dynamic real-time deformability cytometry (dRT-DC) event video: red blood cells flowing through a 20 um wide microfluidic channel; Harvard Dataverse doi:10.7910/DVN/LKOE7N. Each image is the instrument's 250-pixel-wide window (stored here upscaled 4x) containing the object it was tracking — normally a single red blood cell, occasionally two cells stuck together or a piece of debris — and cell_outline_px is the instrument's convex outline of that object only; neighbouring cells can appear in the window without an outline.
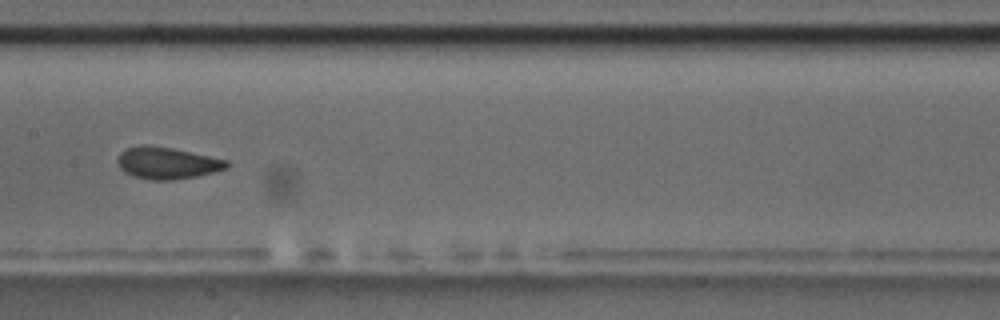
{"species": "common noctule bat (a hibernating species)", "species_latin": "Nyctalus noctula", "temperature_condition": "room temperature", "stored_images_in_passage": 17, "camera_frame_rate_fps": 3000, "um_per_image_px": 0.085, "animal": {"sex": "male", "body_mass_g": 17.5, "forearm_length_mm": 52.3}, "frame": {"image": 1, "passage_image": 8, "time_ms": 8.0, "image_size_px": [1000, 320], "cell_outline_px": [[228, 168], [196, 176], [172, 180], [152, 180], [136, 176], [124, 172], [120, 168], [116, 160], [120, 152], [128, 148], [144, 144], [172, 148], [228, 160]], "centroid_in_image_um": [14.18, 13.85], "position_along_channel_um": 193.2, "area_um2": 20.06}, "authors_computed_cell_mechanics": {"area_um2": 19.8254, "velocity_mm_per_s": 3.5445, "shape_relaxation_time_tau1_ms": 5.0451, "shape_relaxation_time_tau2_ms": 3.0526, "deformation_change_tau1": 0.1061, "deformation_change_tau2": 0.0431}}